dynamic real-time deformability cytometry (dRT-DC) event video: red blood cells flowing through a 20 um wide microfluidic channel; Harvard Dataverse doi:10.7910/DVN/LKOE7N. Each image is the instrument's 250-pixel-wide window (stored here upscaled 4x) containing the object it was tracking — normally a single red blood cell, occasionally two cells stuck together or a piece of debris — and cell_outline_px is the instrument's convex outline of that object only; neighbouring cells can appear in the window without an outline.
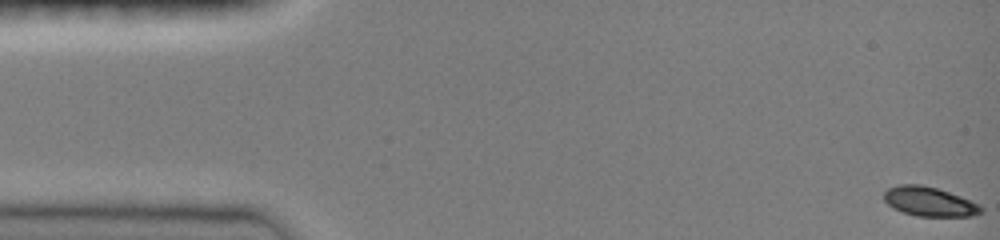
{"species": "common noctule bat (a hibernating species)", "species_latin": "Nyctalus noctula", "temperature_condition": "room temperature", "stored_images_in_passage": 48, "camera_frame_rate_fps": 3000, "um_per_image_px": 0.085, "animal": {"sex": "female", "body_mass_g": 19.0, "forearm_length_mm": 51.5}, "frame": {"image": 1, "passage_image": 1, "time_ms": 0.0, "image_size_px": [1000, 240], "cell_outline_px": [[980, 212], [972, 216], [916, 216], [892, 208], [884, 200], [884, 192], [888, 188], [900, 184], [920, 184], [936, 188], [960, 196], [976, 204], [980, 208]], "centroid_in_image_um": [78.91, 17.13], "position_along_channel_um": 6.1, "area_um2": 16.24}}
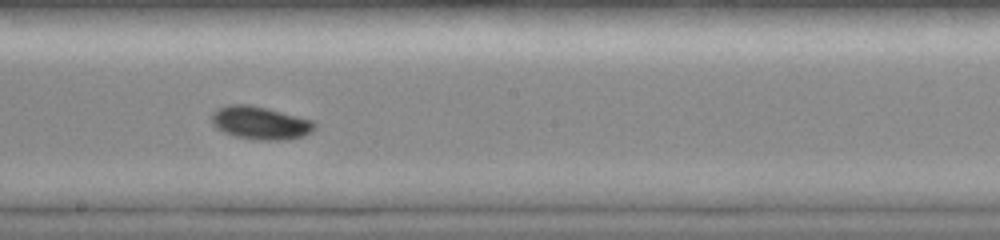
{"frame": {"image": 2, "passage_image": 27, "time_ms": 8.667, "image_size_px": [1000, 240], "cell_outline_px": [[316, 128], [312, 132], [304, 136], [288, 140], [252, 140], [236, 136], [224, 132], [216, 128], [212, 124], [212, 112], [216, 108], [228, 104], [252, 104], [268, 108], [312, 120], [316, 124]], "centroid_in_image_um": [22.12, 10.44], "position_along_channel_um": 226.1, "area_um2": 20.17}}
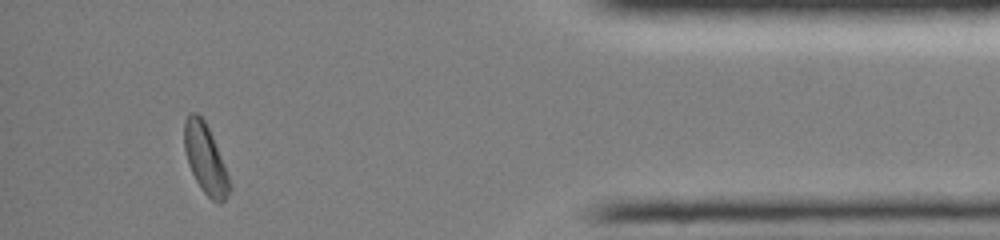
{"frame": {"image": 3, "passage_image": 44, "time_ms": 14.333, "image_size_px": [1000, 240], "cell_outline_px": [[232, 188], [228, 196], [220, 204], [212, 200], [204, 192], [196, 180], [188, 164], [184, 148], [184, 120], [188, 112], [196, 112], [204, 120], [212, 136], [224, 164]], "centroid_in_image_um": [17.45, 13.5], "position_along_channel_um": 417.7, "area_um2": 18.21}}